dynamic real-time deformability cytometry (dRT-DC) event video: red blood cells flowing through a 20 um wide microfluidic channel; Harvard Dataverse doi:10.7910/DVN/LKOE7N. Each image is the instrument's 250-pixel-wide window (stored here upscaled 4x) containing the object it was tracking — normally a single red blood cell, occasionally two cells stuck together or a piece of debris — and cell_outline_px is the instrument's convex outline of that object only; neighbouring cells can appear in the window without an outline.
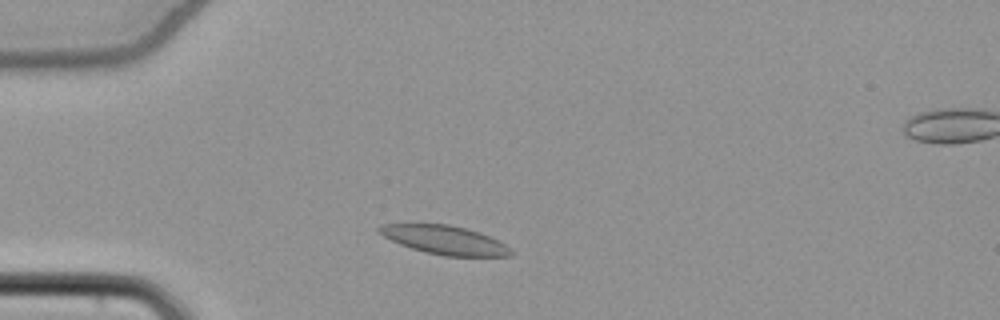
{"species": "common noctule bat (a hibernating species)", "species_latin": "Nyctalus noctula", "temperature_condition": "cold", "stored_images_in_passage": 46, "camera_frame_rate_fps": 3000, "um_per_image_px": 0.085, "animal": {"sex": "female", "body_mass_g": 22.7, "forearm_length_mm": 54.2}, "frame": {"image": 1, "passage_image": 6, "time_ms": 1.667, "image_size_px": [1000, 320], "cell_outline_px": [[512, 256], [444, 256], [424, 252], [400, 244], [376, 232], [376, 228], [380, 224], [404, 220], [448, 224], [480, 232], [500, 240], [512, 252]], "centroid_in_image_um": [37.65, 20.33], "position_along_channel_um": 47.3, "area_um2": 23.0}}
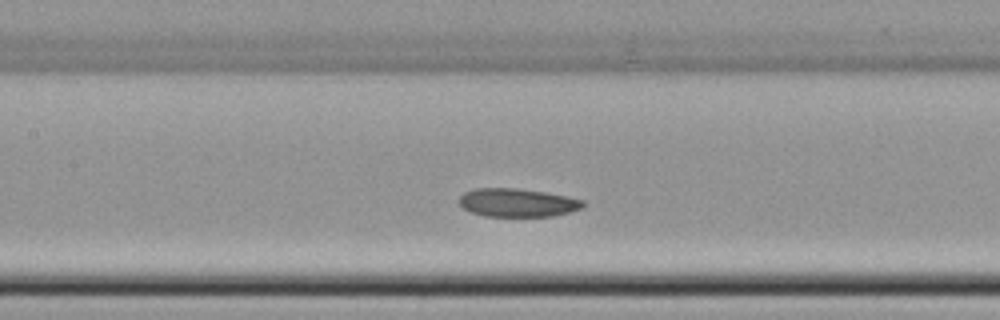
{"frame": {"image": 2, "passage_image": 17, "time_ms": 5.333, "image_size_px": [1000, 320], "cell_outline_px": [[584, 204], [580, 208], [568, 212], [552, 216], [484, 216], [472, 212], [464, 208], [460, 204], [460, 196], [464, 192], [476, 188], [516, 188], [544, 192], [568, 196], [584, 200]], "centroid_in_image_um": [43.97, 17.22], "position_along_channel_um": 163.4, "area_um2": 20.29}}
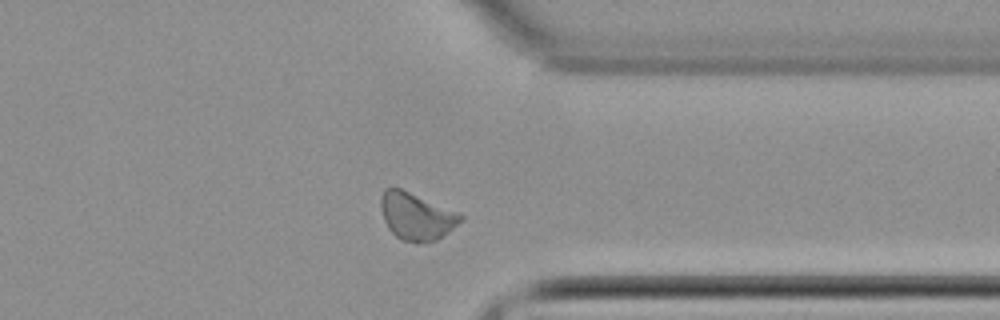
{"frame": {"image": 3, "passage_image": 34, "time_ms": 11.0, "image_size_px": [1000, 320], "cell_outline_px": [[464, 216], [448, 232], [436, 240], [400, 240], [388, 228], [384, 220], [380, 208], [380, 196], [384, 188], [400, 188], [460, 212]], "centroid_in_image_um": [35.36, 18.33], "position_along_channel_um": 376.0, "area_um2": 21.56}, "authors_computed_cell_mechanics": {"area_um2": 21.386, "velocity_mm_per_s": 3.7926, "shape_relaxation_time_tau1_ms": 9.3582, "shape_relaxation_time_tau2_ms": 2.3065, "deformation_change_tau1": 0.1268, "deformation_change_tau2": 0.0632}}